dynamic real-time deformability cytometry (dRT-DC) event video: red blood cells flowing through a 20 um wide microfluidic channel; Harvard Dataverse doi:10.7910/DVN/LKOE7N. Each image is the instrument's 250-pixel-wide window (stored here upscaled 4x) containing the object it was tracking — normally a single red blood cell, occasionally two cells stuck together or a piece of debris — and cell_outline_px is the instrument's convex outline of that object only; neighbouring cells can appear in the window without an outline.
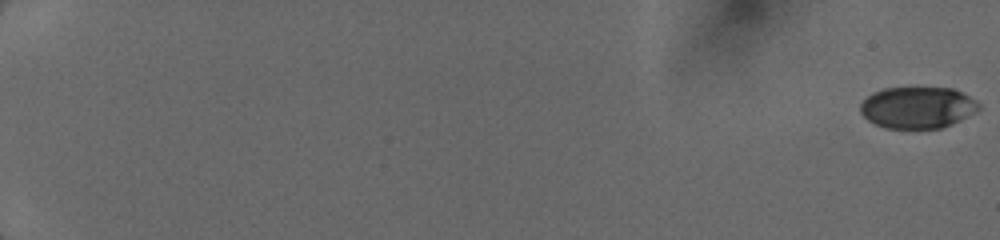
{"species": "human", "species_latin": "Homo sapiens", "temperature_condition": "cold", "stored_images_in_passage": 22, "camera_frame_rate_fps": 3000, "um_per_image_px": 0.085, "donor": {"sex": "female"}, "frame": {"image": 1, "passage_image": 1, "time_ms": 0.0, "image_size_px": [1000, 240], "cell_outline_px": [[980, 108], [976, 112], [952, 124], [940, 128], [884, 128], [868, 120], [860, 112], [860, 104], [872, 92], [884, 88], [952, 88], [976, 100], [980, 104]], "centroid_in_image_um": [77.98, 9.14], "position_along_channel_um": 7.0, "area_um2": 28.61}}
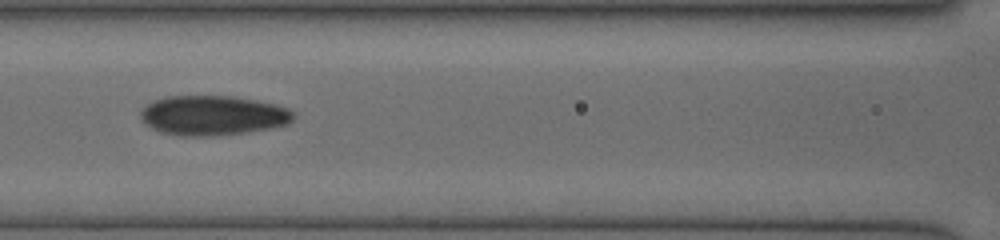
{"frame": {"image": 2, "passage_image": 19, "time_ms": 9.0, "image_size_px": [1000, 240], "cell_outline_px": [[296, 116], [288, 124], [268, 128], [244, 132], [216, 136], [180, 136], [160, 132], [152, 128], [140, 120], [140, 112], [144, 104], [152, 100], [164, 96], [232, 96], [256, 100], [276, 104], [288, 108]], "centroid_in_image_um": [18.04, 9.8], "position_along_channel_um": 148.6, "area_um2": 35.72}}
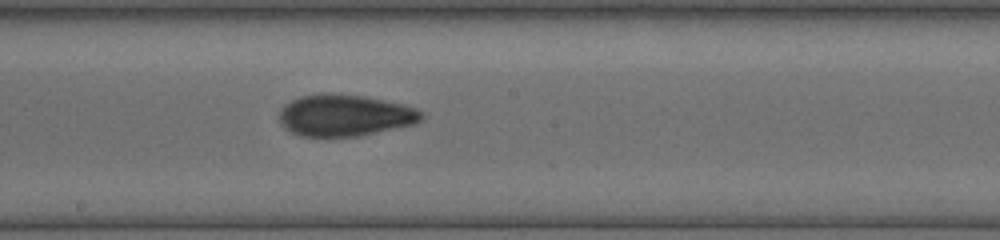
{"frame": {"image": 3, "passage_image": 22, "time_ms": 10.667, "image_size_px": [1000, 240], "cell_outline_px": [[424, 116], [416, 124], [360, 136], [300, 136], [284, 128], [280, 120], [280, 112], [284, 104], [300, 96], [328, 92], [364, 96], [404, 104], [416, 108]], "centroid_in_image_um": [29.32, 9.8], "position_along_channel_um": 218.9, "area_um2": 34.62}}